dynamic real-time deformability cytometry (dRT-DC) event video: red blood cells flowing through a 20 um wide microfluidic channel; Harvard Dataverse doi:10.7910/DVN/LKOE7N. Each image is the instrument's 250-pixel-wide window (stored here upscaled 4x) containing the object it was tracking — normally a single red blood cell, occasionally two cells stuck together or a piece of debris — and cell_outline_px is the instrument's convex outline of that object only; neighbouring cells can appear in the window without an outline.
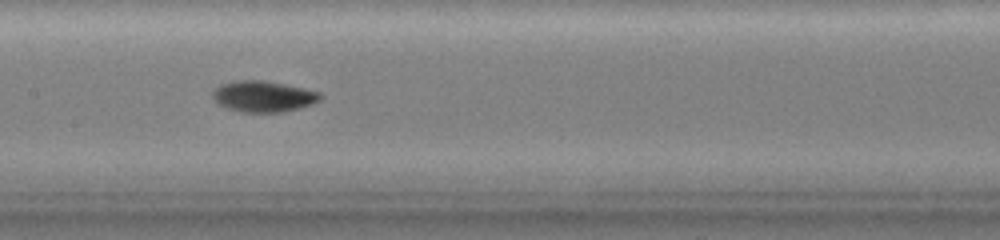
{"species": "common noctule bat (a hibernating species)", "species_latin": "Nyctalus noctula", "temperature_condition": "warm", "stored_images_in_passage": 34, "camera_frame_rate_fps": 3000, "um_per_image_px": 0.085, "animal": {"sex": "female", "body_mass_g": 19.0, "forearm_length_mm": 51.5}, "frame": {"image": 1, "passage_image": 33, "time_ms": 9.0, "image_size_px": [1000, 240], "cell_outline_px": [[320, 100], [284, 112], [244, 112], [228, 108], [220, 104], [212, 96], [216, 88], [220, 84], [240, 80], [260, 80], [320, 92]], "centroid_in_image_um": [22.34, 8.19], "position_along_channel_um": 185.1, "area_um2": 18.73}}